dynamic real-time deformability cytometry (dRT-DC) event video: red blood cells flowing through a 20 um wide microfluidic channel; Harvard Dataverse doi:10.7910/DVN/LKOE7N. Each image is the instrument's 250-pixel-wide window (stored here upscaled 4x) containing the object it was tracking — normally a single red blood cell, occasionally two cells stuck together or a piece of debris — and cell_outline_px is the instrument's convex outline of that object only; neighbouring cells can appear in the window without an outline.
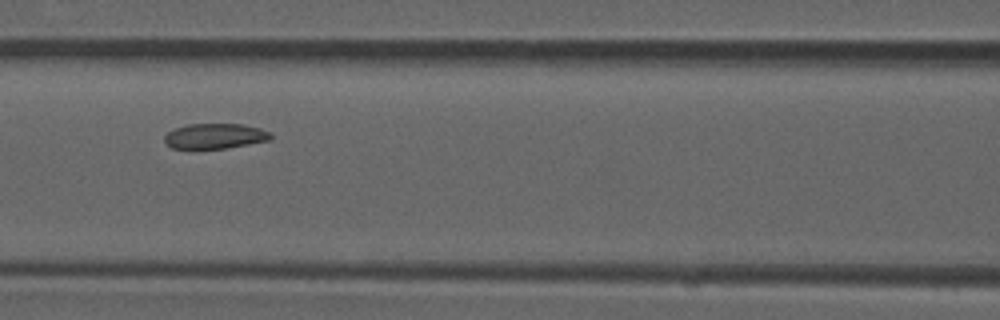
{"species": "common noctule bat (a hibernating species)", "species_latin": "Nyctalus noctula", "temperature_condition": "room temperature", "stored_images_in_passage": 8, "camera_frame_rate_fps": 3000, "um_per_image_px": 0.085, "animal": {"sex": "male", "forearm_length_mm": 52.5}, "frame": {"image": 1, "passage_image": 6, "time_ms": 1.667, "image_size_px": [1000, 320], "cell_outline_px": [[272, 140], [228, 148], [172, 148], [164, 140], [164, 136], [168, 132], [176, 128], [188, 124], [244, 124], [260, 128], [272, 132]], "centroid_in_image_um": [18.34, 11.56], "position_along_channel_um": 148.3, "area_um2": 15.66}}
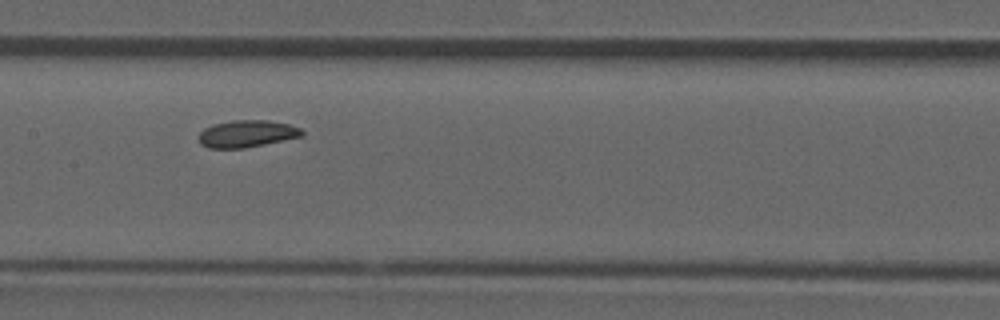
{"frame": {"image": 2, "passage_image": 7, "time_ms": 2.0, "image_size_px": [1000, 320], "cell_outline_px": [[304, 136], [244, 148], [208, 148], [200, 144], [196, 136], [204, 128], [212, 124], [232, 120], [268, 120], [288, 124], [300, 128], [304, 132]], "centroid_in_image_um": [20.94, 11.36], "position_along_channel_um": 186.5, "area_um2": 16.47}}